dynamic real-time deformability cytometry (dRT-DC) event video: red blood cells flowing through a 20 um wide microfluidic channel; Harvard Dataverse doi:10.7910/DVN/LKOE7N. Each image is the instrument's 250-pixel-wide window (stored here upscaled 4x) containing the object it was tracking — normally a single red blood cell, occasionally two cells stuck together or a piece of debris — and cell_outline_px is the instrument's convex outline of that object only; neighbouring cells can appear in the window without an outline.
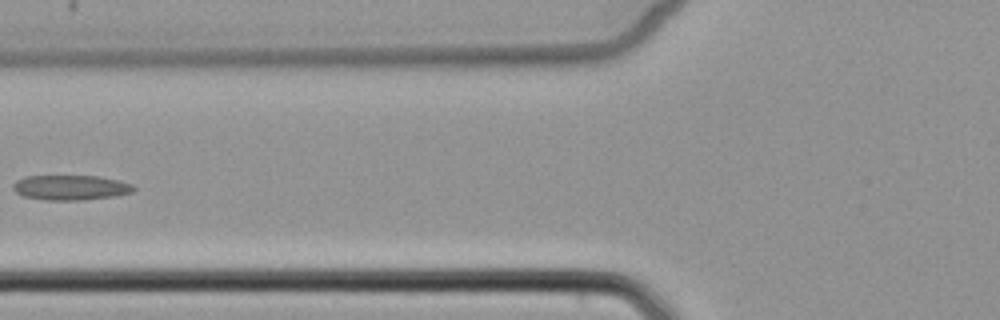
{"species": "common noctule bat (a hibernating species)", "species_latin": "Nyctalus noctula", "temperature_condition": "cold", "stored_images_in_passage": 6, "camera_frame_rate_fps": 3000, "um_per_image_px": 0.085, "animal": {"sex": "female", "body_mass_g": 22.7, "forearm_length_mm": 54.2}, "frame": {"image": 1, "passage_image": 6, "time_ms": 6.333, "image_size_px": [1000, 320], "cell_outline_px": [[136, 188], [132, 192], [116, 196], [84, 200], [44, 200], [24, 196], [16, 192], [12, 188], [12, 184], [16, 180], [24, 176], [100, 176], [120, 180], [132, 184]], "centroid_in_image_um": [6.01, 15.94], "position_along_channel_um": 119.8, "area_um2": 17.74}}